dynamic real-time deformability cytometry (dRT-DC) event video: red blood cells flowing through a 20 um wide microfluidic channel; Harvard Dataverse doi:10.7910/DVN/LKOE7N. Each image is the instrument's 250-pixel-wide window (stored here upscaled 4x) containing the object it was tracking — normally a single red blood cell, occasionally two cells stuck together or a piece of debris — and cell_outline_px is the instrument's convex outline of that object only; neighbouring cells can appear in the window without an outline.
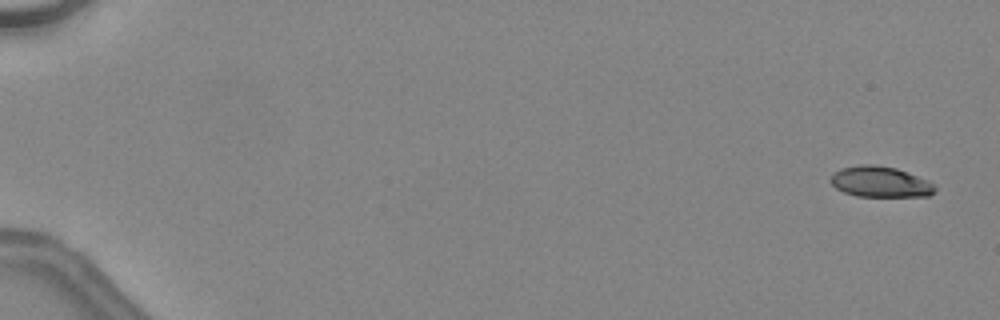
{"species": "common noctule bat (a hibernating species)", "species_latin": "Nyctalus noctula", "temperature_condition": "warm", "stored_images_in_passage": 48, "camera_frame_rate_fps": 3000, "um_per_image_px": 0.085, "animal": {"sex": "female", "body_mass_g": 24.6, "forearm_length_mm": 56.2}, "frame": {"image": 1, "passage_image": 3, "time_ms": 0.667, "image_size_px": [1000, 320], "cell_outline_px": [[936, 192], [928, 196], [856, 196], [844, 192], [836, 188], [828, 180], [832, 172], [840, 168], [860, 164], [876, 164], [896, 168], [928, 180], [936, 188]], "centroid_in_image_um": [74.78, 15.44], "position_along_channel_um": 10.2, "area_um2": 18.9}}
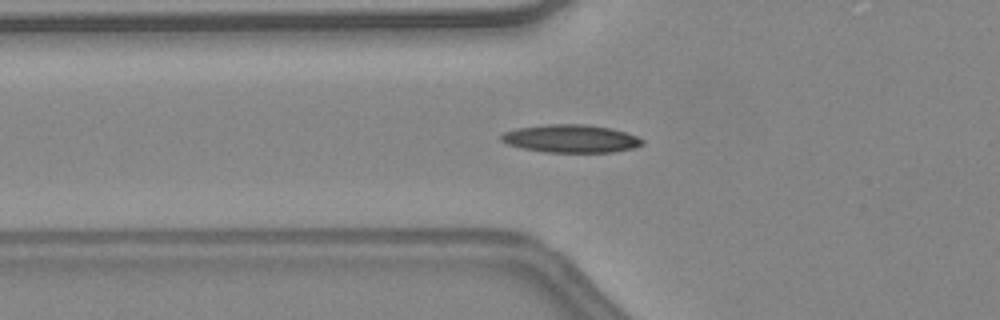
{"frame": {"image": 2, "passage_image": 20, "time_ms": 6.333, "image_size_px": [1000, 320], "cell_outline_px": [[644, 144], [632, 148], [612, 152], [544, 152], [520, 148], [508, 144], [500, 140], [500, 136], [504, 132], [516, 128], [548, 124], [584, 124], [608, 128], [624, 132], [636, 136], [644, 140]], "centroid_in_image_um": [48.48, 11.79], "position_along_channel_um": 77.3, "area_um2": 22.89}}
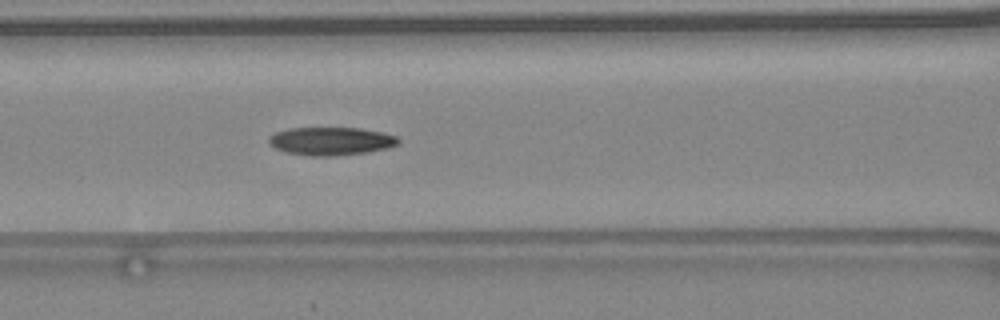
{"frame": {"image": 3, "passage_image": 24, "time_ms": 7.667, "image_size_px": [1000, 320], "cell_outline_px": [[400, 144], [368, 152], [332, 156], [308, 156], [284, 152], [268, 144], [268, 136], [276, 132], [288, 128], [360, 128], [380, 132], [396, 136], [400, 140]], "centroid_in_image_um": [28.08, 12.0], "position_along_channel_um": 138.5, "area_um2": 21.27}, "authors_computed_cell_mechanics": {"area_um2": 20.8658, "velocity_mm_per_s": 4.5665, "shape_relaxation_time_tau1_ms": null, "shape_relaxation_time_tau2_ms": 8.433, "deformation_change_tau1": null, "deformation_change_tau2": 0.1935}}